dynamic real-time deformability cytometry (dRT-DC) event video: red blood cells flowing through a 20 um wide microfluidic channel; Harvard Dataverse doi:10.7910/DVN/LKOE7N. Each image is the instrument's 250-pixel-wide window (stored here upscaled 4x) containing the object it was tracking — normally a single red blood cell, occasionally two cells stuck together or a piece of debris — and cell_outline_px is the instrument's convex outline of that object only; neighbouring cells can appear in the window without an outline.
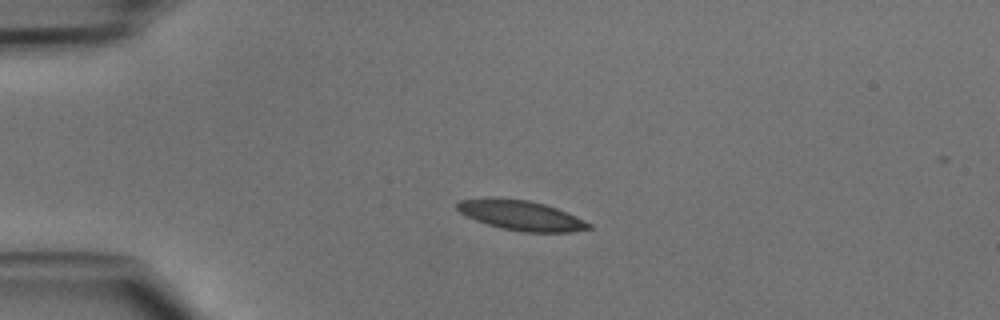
{"species": "common noctule bat (a hibernating species)", "species_latin": "Nyctalus noctula", "temperature_condition": "cold", "stored_images_in_passage": 47, "camera_frame_rate_fps": 3000, "um_per_image_px": 0.085, "animal": {"sex": "male", "body_mass_g": 15.6}, "frame": {"image": 1, "passage_image": 11, "time_ms": 3.333, "image_size_px": [1000, 320], "cell_outline_px": [[592, 228], [572, 232], [524, 232], [500, 228], [476, 220], [460, 212], [456, 208], [456, 204], [460, 200], [488, 196], [528, 200], [544, 204], [556, 208], [576, 216], [592, 224]], "centroid_in_image_um": [44.27, 18.29], "position_along_channel_um": 40.7, "area_um2": 23.06}}
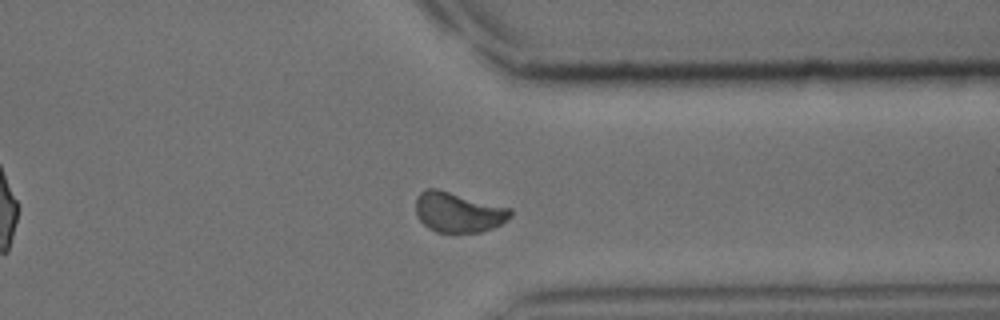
{"frame": {"image": 2, "passage_image": 37, "time_ms": 12.0, "image_size_px": [1000, 320], "cell_outline_px": [[512, 216], [500, 224], [492, 228], [480, 232], [436, 232], [428, 228], [420, 220], [416, 212], [416, 196], [420, 192], [428, 188], [436, 188], [512, 208]], "centroid_in_image_um": [38.95, 18.03], "position_along_channel_um": 372.4, "area_um2": 22.14}}
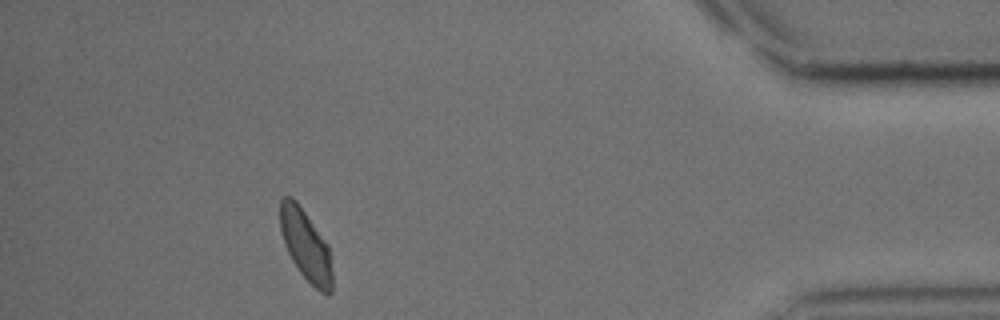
{"frame": {"image": 3, "passage_image": 43, "time_ms": 14.0, "image_size_px": [1000, 320], "cell_outline_px": [[332, 292], [328, 296], [320, 292], [300, 272], [292, 260], [284, 244], [280, 228], [280, 200], [284, 196], [292, 196], [296, 200], [328, 244], [332, 268]], "centroid_in_image_um": [26.0, 20.85], "position_along_channel_um": 409.2, "area_um2": 21.5}}